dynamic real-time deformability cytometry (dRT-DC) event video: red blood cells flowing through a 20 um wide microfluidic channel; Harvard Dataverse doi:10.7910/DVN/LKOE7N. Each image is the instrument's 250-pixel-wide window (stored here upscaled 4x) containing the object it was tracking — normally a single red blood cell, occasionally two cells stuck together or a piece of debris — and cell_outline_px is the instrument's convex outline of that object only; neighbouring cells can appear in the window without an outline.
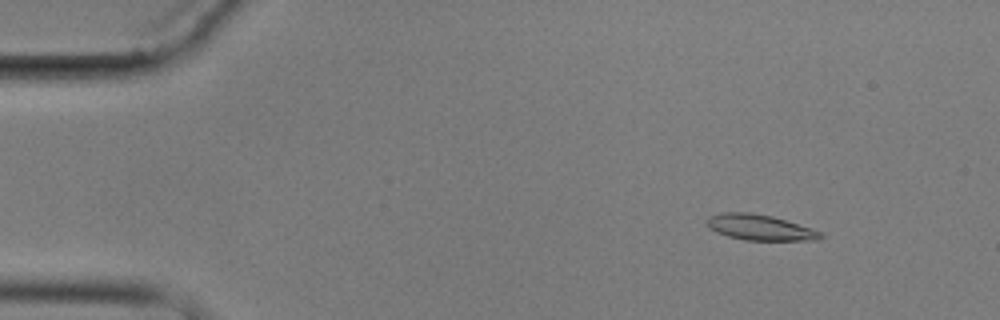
{"species": "common noctule bat (a hibernating species)", "species_latin": "Nyctalus noctula", "temperature_condition": "cold", "stored_images_in_passage": 6, "camera_frame_rate_fps": 3000, "um_per_image_px": 0.085, "animal": {"sex": "male", "body_mass_g": 17.9}, "frame": {"image": 1, "passage_image": 2, "time_ms": 2.0, "image_size_px": [1000, 320], "cell_outline_px": [[824, 236], [820, 240], [744, 240], [728, 236], [716, 232], [708, 228], [708, 216], [724, 212], [752, 212], [772, 216], [812, 228], [820, 232]], "centroid_in_image_um": [64.59, 19.33], "position_along_channel_um": 20.4, "area_um2": 16.99}}
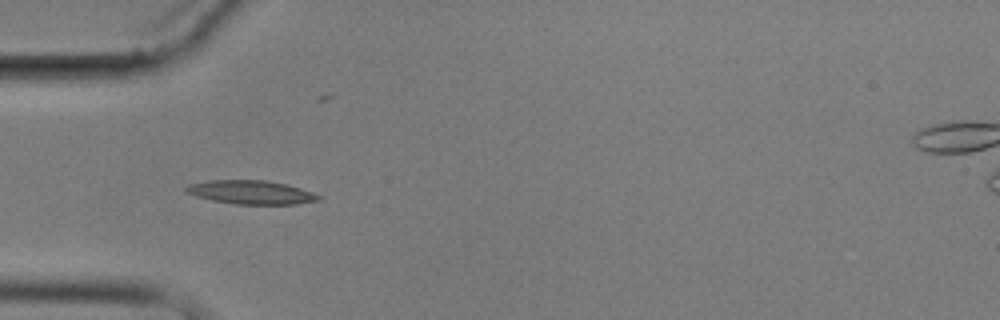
{"frame": {"image": 2, "passage_image": 5, "time_ms": 5.667, "image_size_px": [1000, 320], "cell_outline_px": [[324, 196], [320, 200], [296, 204], [236, 204], [212, 200], [196, 196], [188, 192], [184, 188], [188, 184], [212, 180], [264, 180], [284, 184], [300, 188]], "centroid_in_image_um": [21.37, 16.35], "position_along_channel_um": 63.6, "area_um2": 18.15}}
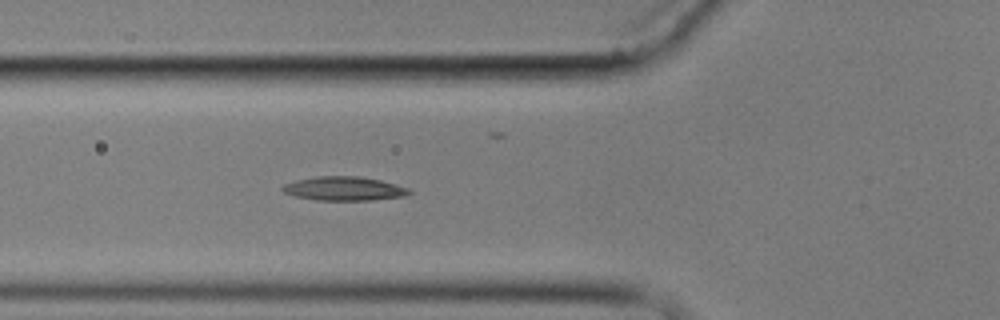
{"frame": {"image": 3, "passage_image": 6, "time_ms": 6.667, "image_size_px": [1000, 320], "cell_outline_px": [[412, 192], [404, 196], [372, 200], [316, 200], [296, 196], [284, 192], [280, 188], [284, 184], [296, 180], [316, 176], [360, 176], [380, 180], [408, 188]], "centroid_in_image_um": [29.23, 16.03], "position_along_channel_um": 96.6, "area_um2": 17.57}}